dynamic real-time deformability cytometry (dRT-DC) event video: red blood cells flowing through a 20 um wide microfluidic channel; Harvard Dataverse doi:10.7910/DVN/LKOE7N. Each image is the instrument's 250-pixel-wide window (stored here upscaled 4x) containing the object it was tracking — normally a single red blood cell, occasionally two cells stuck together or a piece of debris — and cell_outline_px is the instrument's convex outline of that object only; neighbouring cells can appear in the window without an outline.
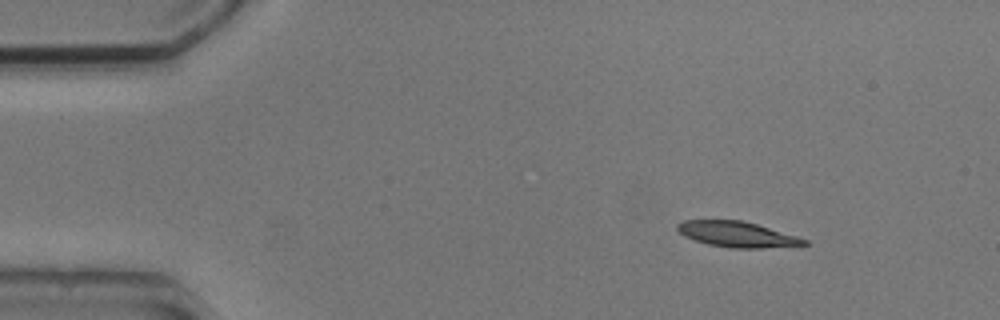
{"species": "common noctule bat (a hibernating species)", "species_latin": "Nyctalus noctula", "temperature_condition": "cold", "stored_images_in_passage": 4, "camera_frame_rate_fps": 3000, "um_per_image_px": 0.085, "animal": {"sex": "male", "body_mass_g": 20.5, "forearm_length_mm": 52.5}, "frame": {"image": 1, "passage_image": 4, "time_ms": 4.667, "image_size_px": [1000, 320], "cell_outline_px": [[812, 244], [760, 248], [728, 248], [708, 244], [684, 236], [676, 228], [676, 224], [684, 220], [740, 220], [756, 224], [796, 236], [808, 240]], "centroid_in_image_um": [62.64, 19.92], "position_along_channel_um": 22.4, "area_um2": 18.73}}